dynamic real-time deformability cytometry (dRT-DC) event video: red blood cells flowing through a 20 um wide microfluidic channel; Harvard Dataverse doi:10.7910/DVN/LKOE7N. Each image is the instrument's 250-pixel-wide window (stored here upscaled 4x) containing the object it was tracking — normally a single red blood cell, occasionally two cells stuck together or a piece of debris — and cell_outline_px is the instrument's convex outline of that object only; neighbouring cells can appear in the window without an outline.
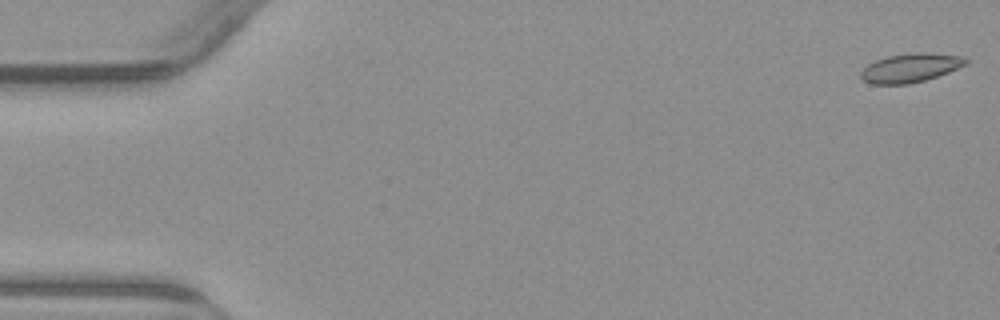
{"species": "common noctule bat (a hibernating species)", "species_latin": "Nyctalus noctula", "temperature_condition": "warm", "stored_images_in_passage": 54, "camera_frame_rate_fps": 3000, "um_per_image_px": 0.085, "animal": {"sex": "male", "body_mass_g": 23.1, "forearm_length_mm": 52.7}, "frame": {"image": 1, "passage_image": 1, "time_ms": 0.0, "image_size_px": [1000, 320], "cell_outline_px": [[968, 64], [948, 72], [924, 80], [908, 84], [872, 84], [864, 80], [860, 76], [860, 72], [868, 64], [876, 60], [888, 56], [916, 52], [924, 52], [964, 56], [968, 60]], "centroid_in_image_um": [77.4, 5.76], "position_along_channel_um": 7.6, "area_um2": 17.57}}
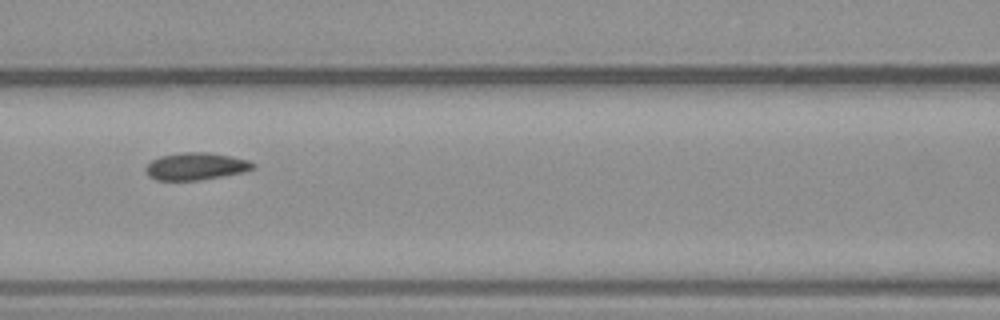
{"frame": {"image": 2, "passage_image": 24, "time_ms": 7.667, "image_size_px": [1000, 320], "cell_outline_px": [[256, 168], [244, 172], [224, 176], [200, 180], [156, 180], [148, 176], [144, 168], [152, 160], [160, 156], [184, 152], [208, 152], [248, 160], [256, 164]], "centroid_in_image_um": [16.66, 14.14], "position_along_channel_um": 149.9, "area_um2": 17.11}}
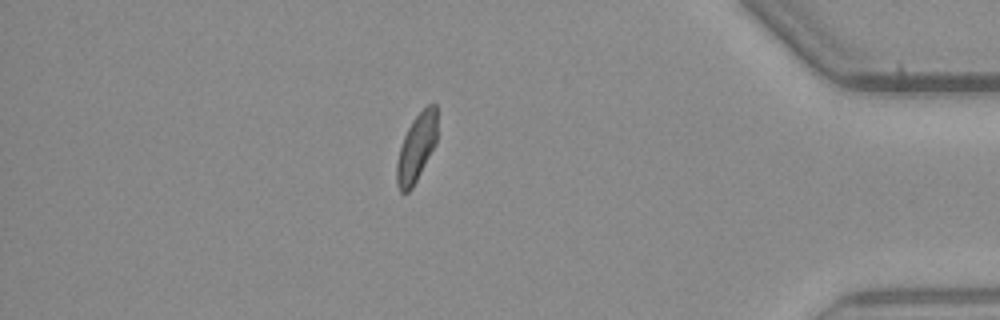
{"frame": {"image": 3, "passage_image": 47, "time_ms": 15.333, "image_size_px": [1000, 320], "cell_outline_px": [[436, 144], [412, 188], [408, 192], [400, 192], [396, 184], [396, 164], [400, 148], [404, 136], [412, 120], [428, 104], [436, 104]], "centroid_in_image_um": [35.38, 12.58], "position_along_channel_um": 399.8, "area_um2": 15.84}, "authors_computed_cell_mechanics": {"area_um2": 17.2244, "velocity_mm_per_s": 3.8092, "shape_relaxation_time_tau1_ms": null, "shape_relaxation_time_tau2_ms": 1.2771, "deformation_change_tau1": null, "deformation_change_tau2": 0.0804}}